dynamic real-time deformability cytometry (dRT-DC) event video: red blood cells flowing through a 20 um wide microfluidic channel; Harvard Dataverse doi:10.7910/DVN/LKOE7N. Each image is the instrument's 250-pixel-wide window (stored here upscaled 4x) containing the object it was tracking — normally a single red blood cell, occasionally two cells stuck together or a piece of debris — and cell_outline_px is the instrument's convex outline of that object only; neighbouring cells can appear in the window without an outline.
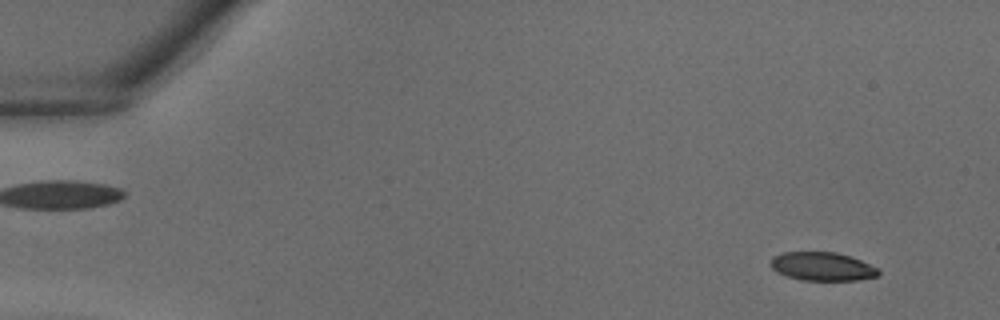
{"species": "common noctule bat (a hibernating species)", "species_latin": "Nyctalus noctula", "temperature_condition": "warm", "stored_images_in_passage": 38, "camera_frame_rate_fps": 3000, "um_per_image_px": 0.085, "animal": {"sex": "male", "body_mass_g": 18.8}, "frame": {"image": 1, "passage_image": 3, "time_ms": 0.667, "image_size_px": [1000, 320], "cell_outline_px": [[880, 276], [856, 280], [804, 280], [788, 276], [776, 272], [768, 264], [772, 256], [780, 252], [836, 252], [860, 260], [880, 268]], "centroid_in_image_um": [69.88, 22.64], "position_along_channel_um": 15.1, "area_um2": 18.09}}
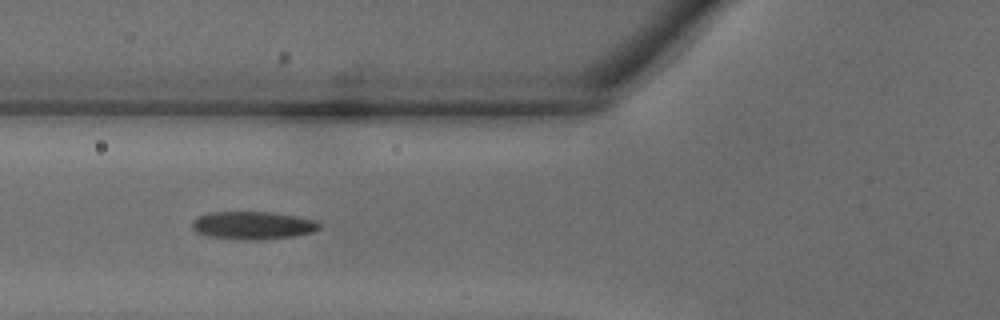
{"frame": {"image": 2, "passage_image": 15, "time_ms": 4.667, "image_size_px": [1000, 320], "cell_outline_px": [[320, 228], [316, 232], [296, 236], [260, 240], [240, 240], [204, 236], [196, 232], [192, 228], [192, 220], [200, 216], [212, 212], [272, 212], [296, 216], [316, 220], [320, 224]], "centroid_in_image_um": [21.51, 19.17], "position_along_channel_um": 104.3, "area_um2": 21.04}}
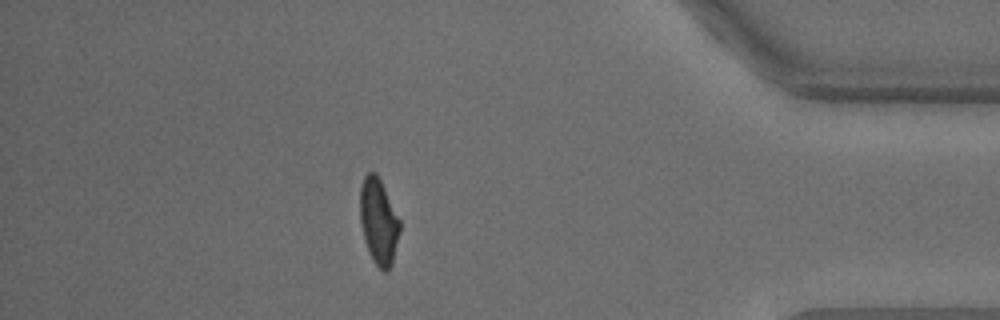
{"frame": {"image": 3, "passage_image": 34, "time_ms": 11.0, "image_size_px": [1000, 320], "cell_outline_px": [[400, 232], [392, 264], [388, 272], [384, 272], [372, 260], [368, 252], [364, 240], [360, 220], [360, 188], [364, 176], [368, 172], [376, 172], [400, 220]], "centroid_in_image_um": [32.18, 18.85], "position_along_channel_um": 403.0, "area_um2": 19.94}}